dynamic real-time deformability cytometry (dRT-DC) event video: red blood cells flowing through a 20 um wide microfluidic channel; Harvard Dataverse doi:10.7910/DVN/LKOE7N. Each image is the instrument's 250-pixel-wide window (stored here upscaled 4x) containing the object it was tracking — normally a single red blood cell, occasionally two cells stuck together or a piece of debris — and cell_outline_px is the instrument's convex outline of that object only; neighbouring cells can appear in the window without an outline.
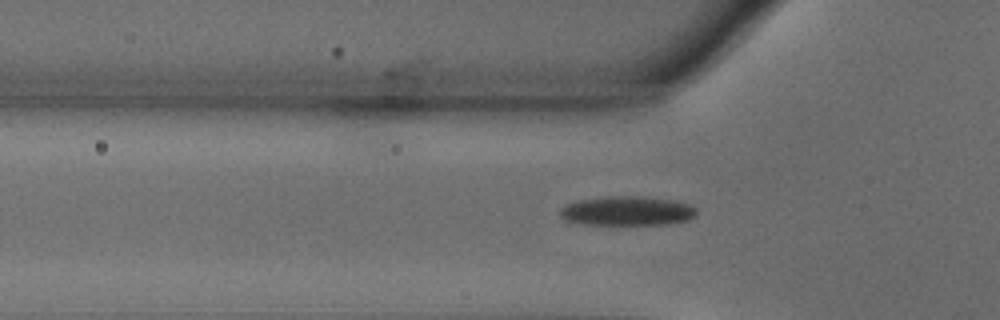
{"species": "common noctule bat (a hibernating species)", "species_latin": "Nyctalus noctula", "temperature_condition": "warm", "stored_images_in_passage": 37, "camera_frame_rate_fps": 3000, "um_per_image_px": 0.085, "animal": {"sex": "male", "body_mass_g": 18.8}, "frame": {"image": 1, "passage_image": 5, "time_ms": 1.333, "image_size_px": [1000, 320], "cell_outline_px": [[696, 216], [688, 220], [668, 224], [580, 224], [564, 220], [560, 216], [560, 208], [568, 204], [580, 200], [604, 196], [644, 196], [672, 200], [692, 204], [696, 208]], "centroid_in_image_um": [53.33, 17.92], "position_along_channel_um": 72.5, "area_um2": 23.47}}
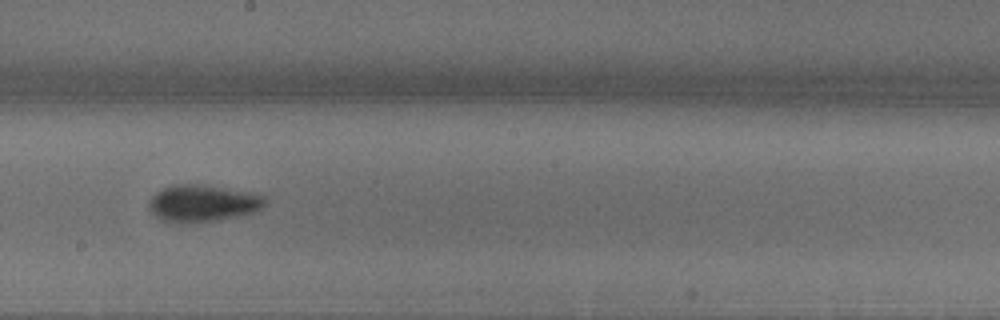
{"frame": {"image": 2, "passage_image": 18, "time_ms": 5.667, "image_size_px": [1000, 320], "cell_outline_px": [[264, 204], [260, 208], [252, 212], [236, 216], [216, 220], [188, 224], [176, 224], [160, 220], [148, 208], [148, 200], [156, 192], [172, 184], [204, 184], [252, 192], [264, 196]], "centroid_in_image_um": [17.15, 17.28], "position_along_channel_um": 231.0, "area_um2": 25.26}}
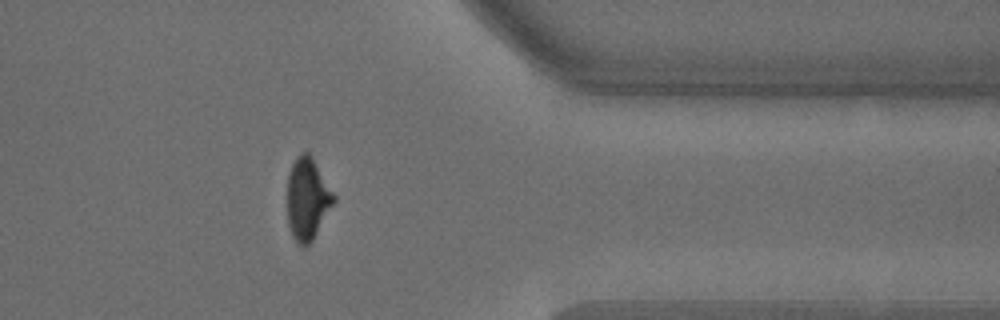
{"frame": {"image": 3, "passage_image": 32, "time_ms": 10.333, "image_size_px": [1000, 320], "cell_outline_px": [[336, 200], [312, 240], [304, 248], [296, 244], [292, 236], [288, 224], [288, 172], [296, 156], [300, 152], [308, 152], [312, 156], [336, 196]], "centroid_in_image_um": [26.13, 16.9], "position_along_channel_um": 385.3, "area_um2": 22.37}, "authors_computed_cell_mechanics": {"area_um2": 23.1778, "velocity_mm_per_s": 3.6335, "shape_relaxation_time_tau1_ms": 3.6479, "shape_relaxation_time_tau2_ms": 2.1417, "deformation_change_tau1": 0.1727, "deformation_change_tau2": 0.0573}}